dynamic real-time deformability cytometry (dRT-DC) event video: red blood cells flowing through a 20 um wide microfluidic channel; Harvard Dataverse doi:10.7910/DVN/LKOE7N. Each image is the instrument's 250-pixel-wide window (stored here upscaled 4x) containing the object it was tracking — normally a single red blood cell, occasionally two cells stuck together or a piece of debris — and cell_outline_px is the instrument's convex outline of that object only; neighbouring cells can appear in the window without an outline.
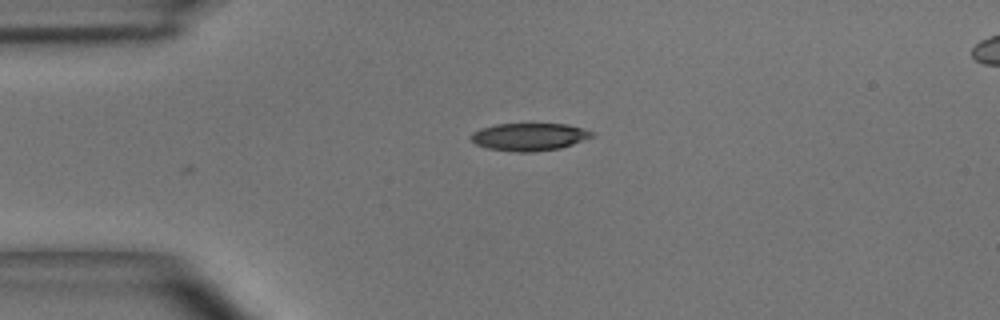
{"species": "common noctule bat (a hibernating species)", "species_latin": "Nyctalus noctula", "temperature_condition": "room temperature", "stored_images_in_passage": 36, "camera_frame_rate_fps": 3000, "um_per_image_px": 0.085, "animal": {"sex": "male", "body_mass_g": 15.6}, "frame": {"image": 1, "passage_image": 1, "time_ms": 0.0, "image_size_px": [1000, 320], "cell_outline_px": [[592, 136], [572, 144], [560, 148], [528, 152], [520, 152], [488, 148], [476, 144], [468, 136], [472, 132], [480, 128], [496, 124], [568, 124], [584, 128], [592, 132]], "centroid_in_image_um": [44.94, 11.62], "position_along_channel_um": 40.1, "area_um2": 19.25}}
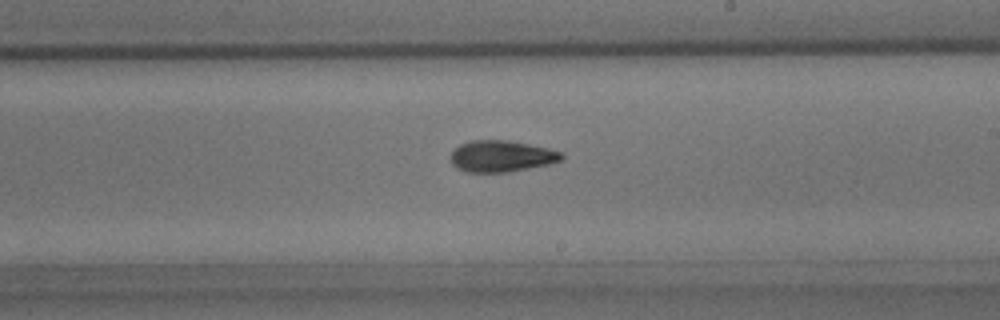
{"frame": {"image": 2, "passage_image": 18, "time_ms": 5.667, "image_size_px": [1000, 320], "cell_outline_px": [[564, 156], [560, 160], [552, 164], [508, 172], [464, 172], [456, 168], [452, 164], [452, 152], [460, 144], [472, 140], [508, 140], [548, 148], [564, 152]], "centroid_in_image_um": [42.65, 13.28], "position_along_channel_um": 246.3, "area_um2": 20.4}}
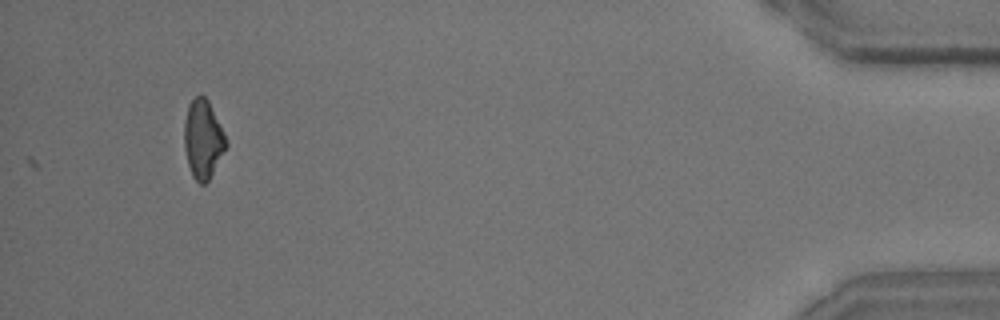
{"frame": {"image": 3, "passage_image": 36, "time_ms": 11.667, "image_size_px": [1000, 320], "cell_outline_px": [[228, 144], [208, 180], [204, 184], [200, 184], [192, 176], [188, 164], [184, 148], [184, 120], [188, 104], [196, 96], [204, 96], [208, 100], [224, 132]], "centroid_in_image_um": [17.24, 11.82], "position_along_channel_um": 418.0, "area_um2": 19.02}, "authors_computed_cell_mechanics": {"area_um2": 20.0566, "velocity_mm_per_s": 4.067, "shape_relaxation_time_tau1_ms": 2.6485, "shape_relaxation_time_tau2_ms": 3.2761, "deformation_change_tau1": 0.1338, "deformation_change_tau2": 0.1148}}